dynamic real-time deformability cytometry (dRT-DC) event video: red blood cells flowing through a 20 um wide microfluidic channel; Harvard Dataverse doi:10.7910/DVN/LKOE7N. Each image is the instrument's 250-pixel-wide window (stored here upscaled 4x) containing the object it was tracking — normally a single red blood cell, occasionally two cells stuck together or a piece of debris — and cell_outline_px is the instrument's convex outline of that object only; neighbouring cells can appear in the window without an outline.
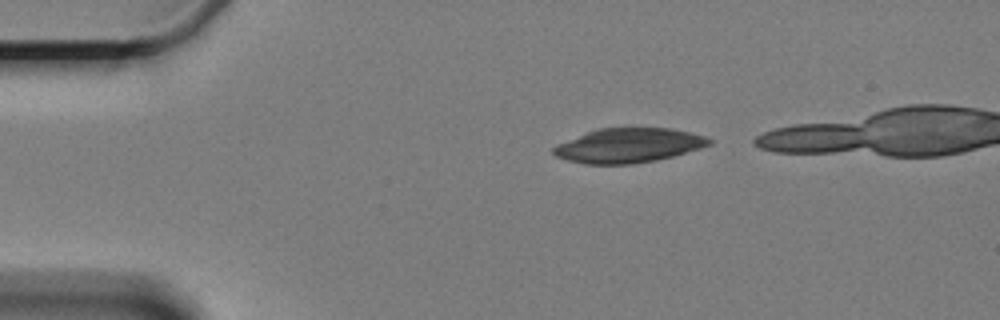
{"species": "Egyptian fruit bat (a non-hibernating species)", "species_latin": "Rousettus aegyptiacus", "temperature_condition": "cold", "stored_images_in_passage": 2, "camera_frame_rate_fps": 3000, "um_per_image_px": 0.085, "animal": {"sex": "female"}, "frame": {"image": 1, "passage_image": 2, "time_ms": 2.0, "image_size_px": [1000, 320], "cell_outline_px": [[712, 144], [700, 148], [672, 156], [656, 160], [632, 164], [584, 164], [568, 160], [556, 156], [552, 152], [552, 148], [556, 144], [596, 128], [672, 128], [704, 136], [712, 140]], "centroid_in_image_um": [53.39, 12.36], "position_along_channel_um": 31.6, "area_um2": 31.21}}